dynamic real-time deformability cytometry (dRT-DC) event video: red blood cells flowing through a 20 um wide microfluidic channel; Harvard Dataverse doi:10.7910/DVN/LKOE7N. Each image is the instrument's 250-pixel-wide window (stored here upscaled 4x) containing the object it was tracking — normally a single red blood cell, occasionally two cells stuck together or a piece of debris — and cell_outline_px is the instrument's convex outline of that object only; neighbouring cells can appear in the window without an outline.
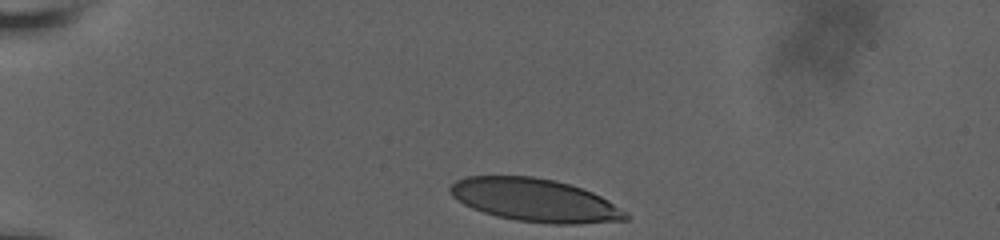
{"species": "human", "species_latin": "Homo sapiens", "temperature_condition": "room temperature", "stored_images_in_passage": 36, "camera_frame_rate_fps": 3000, "um_per_image_px": 0.085, "donor": {"sex": "male"}, "frame": {"image": 1, "passage_image": 1, "time_ms": 0.0, "image_size_px": [1000, 240], "cell_outline_px": [[632, 216], [628, 220], [576, 224], [552, 224], [516, 220], [496, 216], [472, 208], [456, 200], [448, 192], [448, 188], [456, 180], [468, 176], [532, 176], [556, 180], [592, 192], [600, 196], [628, 212]], "centroid_in_image_um": [45.47, 17.02], "position_along_channel_um": 39.5, "area_um2": 44.1}}
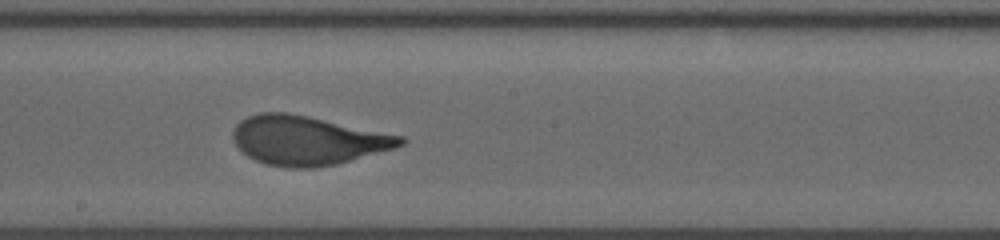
{"frame": {"image": 2, "passage_image": 21, "time_ms": 6.667, "image_size_px": [1000, 240], "cell_outline_px": [[408, 140], [404, 144], [396, 148], [336, 164], [312, 168], [288, 168], [264, 164], [248, 156], [232, 140], [232, 132], [236, 124], [240, 120], [248, 116], [260, 112], [284, 112], [308, 116], [404, 136]], "centroid_in_image_um": [26.15, 11.93], "position_along_channel_um": 222.1, "area_um2": 47.97}}
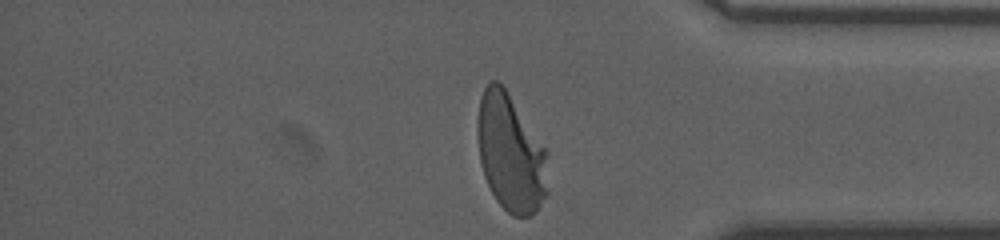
{"frame": {"image": 3, "passage_image": 36, "time_ms": 11.667, "image_size_px": [1000, 240], "cell_outline_px": [[548, 192], [536, 212], [532, 216], [512, 216], [496, 200], [484, 176], [480, 160], [476, 132], [476, 120], [480, 96], [484, 88], [492, 80], [496, 80], [504, 88], [548, 152]], "centroid_in_image_um": [43.4, 13.04], "position_along_channel_um": 391.8, "area_um2": 48.38}, "authors_computed_cell_mechanics": {"area_um2": 47.2226, "velocity_mm_per_s": 3.6315, "shape_relaxation_time_tau1_ms": 3.8195, "shape_relaxation_time_tau2_ms": null, "deformation_change_tau1": 0.2001, "deformation_change_tau2": null}}